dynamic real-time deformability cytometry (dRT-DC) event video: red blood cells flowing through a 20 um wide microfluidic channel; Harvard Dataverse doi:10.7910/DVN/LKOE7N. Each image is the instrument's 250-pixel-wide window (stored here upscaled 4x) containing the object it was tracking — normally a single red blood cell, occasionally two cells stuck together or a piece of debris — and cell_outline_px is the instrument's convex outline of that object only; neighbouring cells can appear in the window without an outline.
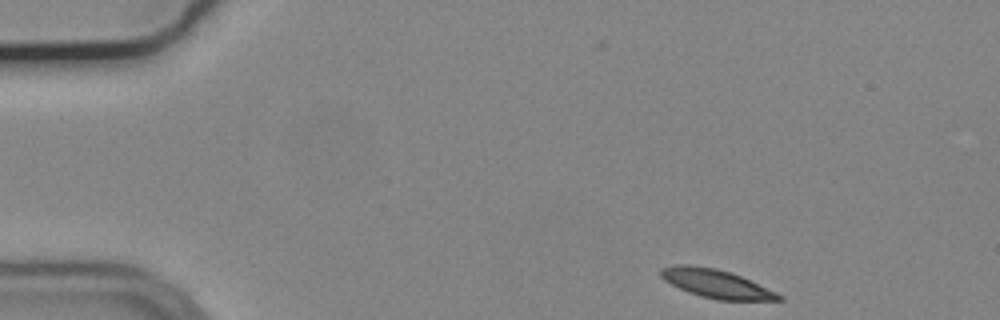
{"species": "common noctule bat (a hibernating species)", "species_latin": "Nyctalus noctula", "temperature_condition": "cold", "stored_images_in_passage": 49, "camera_frame_rate_fps": 3000, "um_per_image_px": 0.085, "animal": {"sex": "male", "body_mass_g": 19.2, "forearm_length_mm": 51.8}, "frame": {"image": 1, "passage_image": 1, "time_ms": 0.0, "image_size_px": [1000, 320], "cell_outline_px": [[784, 300], [716, 300], [700, 296], [688, 292], [664, 280], [660, 276], [660, 268], [680, 264], [688, 264], [716, 268], [740, 276], [776, 292], [784, 296]], "centroid_in_image_um": [60.86, 24.11], "position_along_channel_um": 24.1, "area_um2": 19.42}}
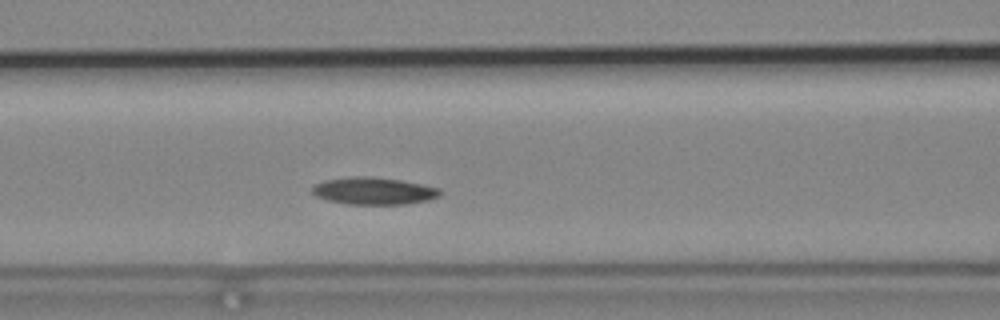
{"frame": {"image": 2, "passage_image": 17, "time_ms": 5.333, "image_size_px": [1000, 320], "cell_outline_px": [[444, 192], [440, 196], [428, 200], [404, 204], [348, 204], [328, 200], [316, 196], [312, 192], [312, 184], [324, 180], [352, 176], [372, 176], [400, 180], [440, 188]], "centroid_in_image_um": [31.76, 16.22], "position_along_channel_um": 134.8, "area_um2": 20.4}}
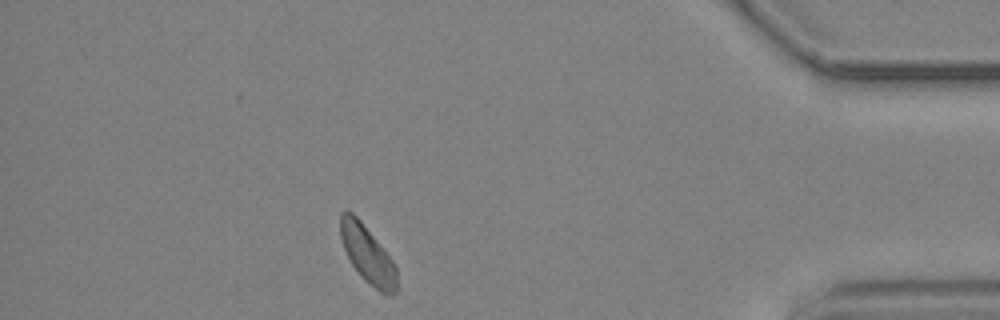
{"frame": {"image": 3, "passage_image": 43, "time_ms": 14.0, "image_size_px": [1000, 320], "cell_outline_px": [[396, 292], [392, 296], [388, 296], [380, 292], [364, 280], [360, 276], [352, 264], [344, 248], [340, 236], [340, 212], [352, 212], [360, 220], [392, 260], [396, 268]], "centroid_in_image_um": [31.23, 21.66], "position_along_channel_um": 404.0, "area_um2": 18.55}, "authors_computed_cell_mechanics": {"area_um2": 19.4786, "velocity_mm_per_s": 3.6321, "shape_relaxation_time_tau1_ms": 4.7434, "shape_relaxation_time_tau2_ms": null, "deformation_change_tau1": 0.1047, "deformation_change_tau2": null}}